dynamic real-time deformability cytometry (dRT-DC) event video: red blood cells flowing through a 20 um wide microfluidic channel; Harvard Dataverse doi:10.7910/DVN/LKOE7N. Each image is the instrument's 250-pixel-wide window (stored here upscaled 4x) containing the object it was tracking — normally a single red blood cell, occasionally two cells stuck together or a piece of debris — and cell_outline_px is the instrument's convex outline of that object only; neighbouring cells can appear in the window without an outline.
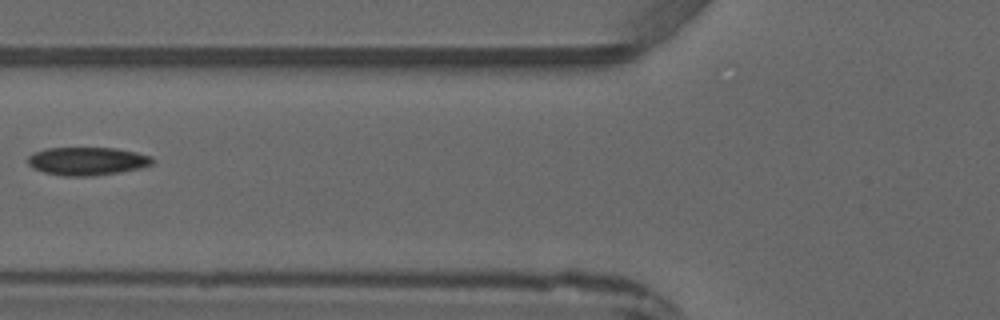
{"species": "common noctule bat (a hibernating species)", "species_latin": "Nyctalus noctula", "temperature_condition": "warm", "stored_images_in_passage": 6, "camera_frame_rate_fps": 3000, "um_per_image_px": 0.085, "animal": {"sex": "male", "forearm_length_mm": 52.5}, "frame": {"image": 1, "passage_image": 6, "time_ms": 5.667, "image_size_px": [1000, 320], "cell_outline_px": [[156, 160], [152, 164], [140, 168], [120, 172], [92, 176], [64, 176], [44, 172], [32, 168], [28, 164], [28, 156], [32, 152], [48, 148], [116, 148], [136, 152], [152, 156]], "centroid_in_image_um": [7.42, 13.69], "position_along_channel_um": 118.4, "area_um2": 20.58}}